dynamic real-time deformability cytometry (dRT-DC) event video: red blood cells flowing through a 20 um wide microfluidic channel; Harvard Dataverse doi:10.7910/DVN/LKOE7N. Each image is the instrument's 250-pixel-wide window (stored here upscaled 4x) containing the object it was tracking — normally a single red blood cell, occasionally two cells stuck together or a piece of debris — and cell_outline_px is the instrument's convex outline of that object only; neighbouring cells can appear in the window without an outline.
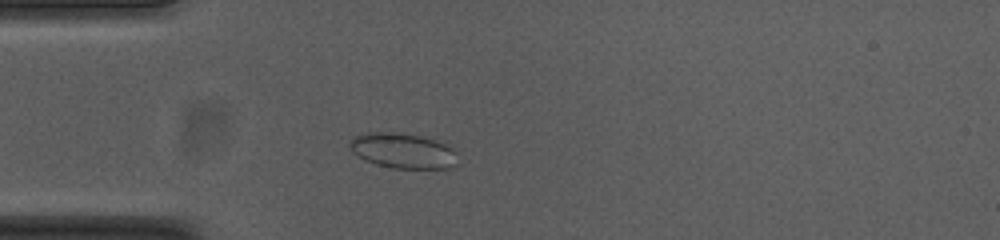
{"species": "common noctule bat (a hibernating species)", "species_latin": "Nyctalus noctula", "temperature_condition": "cold", "stored_images_in_passage": 34, "camera_frame_rate_fps": 3000, "um_per_image_px": 0.085, "animal": {"sex": "female", "body_mass_g": 23.0, "forearm_length_mm": 53.4}, "frame": {"image": 1, "passage_image": 8, "time_ms": 2.333, "image_size_px": [1000, 240], "cell_outline_px": [[456, 164], [452, 168], [392, 168], [376, 164], [364, 160], [352, 152], [348, 144], [356, 136], [368, 132], [400, 132], [420, 136], [436, 140], [448, 144], [456, 152]], "centroid_in_image_um": [34.26, 12.81], "position_along_channel_um": 50.7, "area_um2": 22.25}}
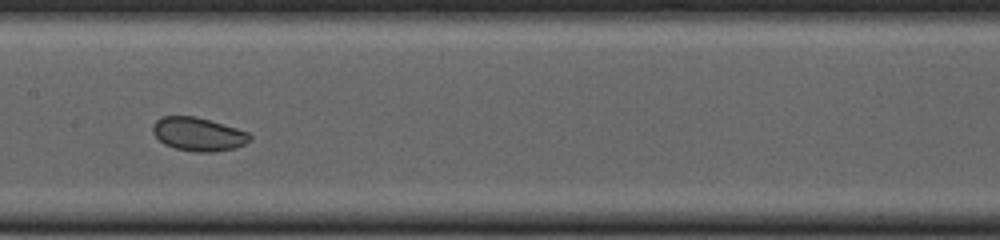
{"frame": {"image": 2, "passage_image": 20, "time_ms": 6.333, "image_size_px": [1000, 240], "cell_outline_px": [[252, 140], [236, 148], [212, 152], [196, 152], [176, 148], [164, 144], [152, 132], [152, 124], [160, 116], [192, 116], [208, 120], [236, 128], [248, 132], [252, 136]], "centroid_in_image_um": [16.85, 11.41], "position_along_channel_um": 190.6, "area_um2": 18.9}}
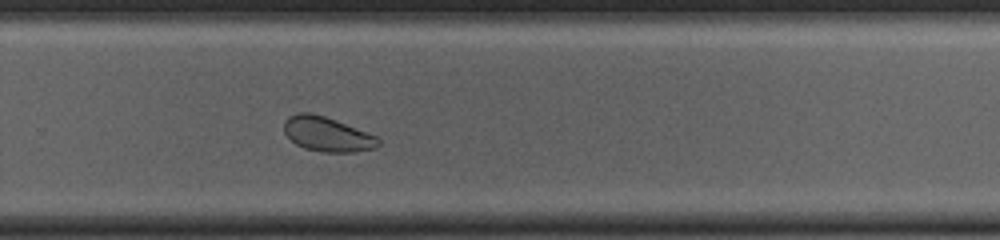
{"frame": {"image": 3, "passage_image": 29, "time_ms": 9.333, "image_size_px": [1000, 240], "cell_outline_px": [[380, 144], [376, 148], [356, 152], [320, 152], [304, 148], [296, 144], [284, 132], [284, 120], [288, 116], [300, 112], [308, 112], [324, 116], [336, 120], [368, 132], [376, 136], [380, 140]], "centroid_in_image_um": [27.82, 11.41], "position_along_channel_um": 302.0, "area_um2": 19.13}, "authors_computed_cell_mechanics": {"area_um2": 20.0277, "velocity_mm_per_s": 3.7257, "shape_relaxation_time_tau1_ms": 1.4958, "shape_relaxation_time_tau2_ms": 6.6252, "deformation_change_tau1": 0.0307, "deformation_change_tau2": 0.0834}}